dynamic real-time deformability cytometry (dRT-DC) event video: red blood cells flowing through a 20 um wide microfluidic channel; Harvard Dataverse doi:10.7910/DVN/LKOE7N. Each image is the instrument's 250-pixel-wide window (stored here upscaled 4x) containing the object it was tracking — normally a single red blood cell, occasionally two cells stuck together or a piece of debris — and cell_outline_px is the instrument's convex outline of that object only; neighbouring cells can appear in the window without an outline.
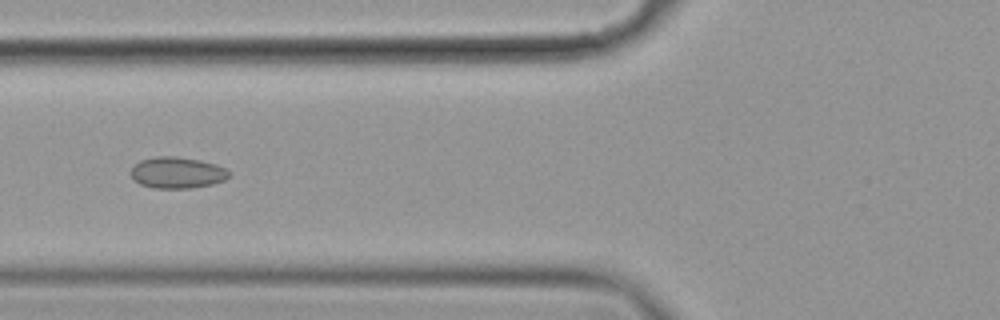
{"species": "common noctule bat (a hibernating species)", "species_latin": "Nyctalus noctula", "temperature_condition": "cold", "stored_images_in_passage": 14, "camera_frame_rate_fps": 3000, "um_per_image_px": 0.085, "animal": {"sex": "female", "body_mass_g": 19.9}, "frame": {"image": 1, "passage_image": 5, "time_ms": 1.333, "image_size_px": [1000, 320], "cell_outline_px": [[228, 176], [224, 180], [212, 184], [192, 188], [152, 188], [140, 184], [132, 176], [132, 168], [140, 160], [156, 156], [176, 156], [200, 160], [216, 164], [224, 168], [228, 172]], "centroid_in_image_um": [15.05, 14.67], "position_along_channel_um": 110.7, "area_um2": 17.74}}
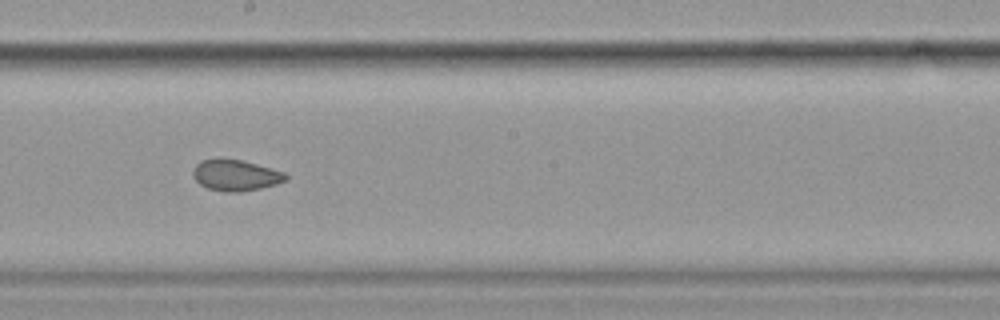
{"frame": {"image": 2, "passage_image": 8, "time_ms": 2.333, "image_size_px": [1000, 320], "cell_outline_px": [[288, 180], [276, 184], [260, 188], [240, 192], [224, 192], [208, 188], [200, 184], [192, 176], [192, 172], [196, 164], [200, 160], [240, 160], [256, 164], [284, 172], [288, 176]], "centroid_in_image_um": [20.03, 14.92], "position_along_channel_um": 228.2, "area_um2": 16.53}}
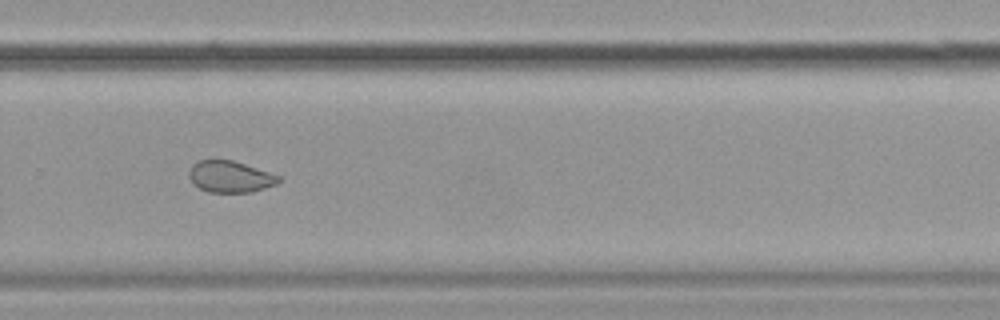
{"frame": {"image": 3, "passage_image": 10, "time_ms": 3.0, "image_size_px": [1000, 320], "cell_outline_px": [[280, 180], [276, 184], [252, 192], [208, 192], [192, 184], [188, 176], [188, 172], [192, 164], [200, 160], [232, 160], [280, 176]], "centroid_in_image_um": [19.51, 15.02], "position_along_channel_um": 310.3, "area_um2": 16.36}}